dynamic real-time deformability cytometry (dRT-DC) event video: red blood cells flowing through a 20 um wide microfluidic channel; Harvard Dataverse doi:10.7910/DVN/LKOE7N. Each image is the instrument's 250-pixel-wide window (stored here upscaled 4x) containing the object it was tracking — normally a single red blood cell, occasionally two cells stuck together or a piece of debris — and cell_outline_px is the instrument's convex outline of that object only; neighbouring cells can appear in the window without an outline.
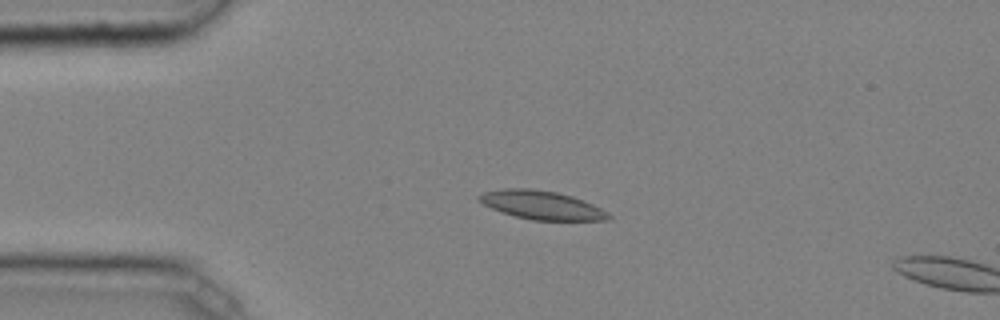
{"species": "common noctule bat (a hibernating species)", "species_latin": "Nyctalus noctula", "temperature_condition": "cold", "stored_images_in_passage": 12, "camera_frame_rate_fps": 3000, "um_per_image_px": 0.085, "animal": {"sex": "male", "body_mass_g": 20.4}, "frame": {"image": 1, "passage_image": 10, "time_ms": 3.0, "image_size_px": [1000, 320], "cell_outline_px": [[612, 216], [608, 220], [532, 220], [500, 212], [476, 200], [476, 196], [484, 192], [504, 188], [532, 188], [556, 192], [572, 196], [592, 204], [608, 212]], "centroid_in_image_um": [46.01, 17.42], "position_along_channel_um": 39.0, "area_um2": 21.56}}